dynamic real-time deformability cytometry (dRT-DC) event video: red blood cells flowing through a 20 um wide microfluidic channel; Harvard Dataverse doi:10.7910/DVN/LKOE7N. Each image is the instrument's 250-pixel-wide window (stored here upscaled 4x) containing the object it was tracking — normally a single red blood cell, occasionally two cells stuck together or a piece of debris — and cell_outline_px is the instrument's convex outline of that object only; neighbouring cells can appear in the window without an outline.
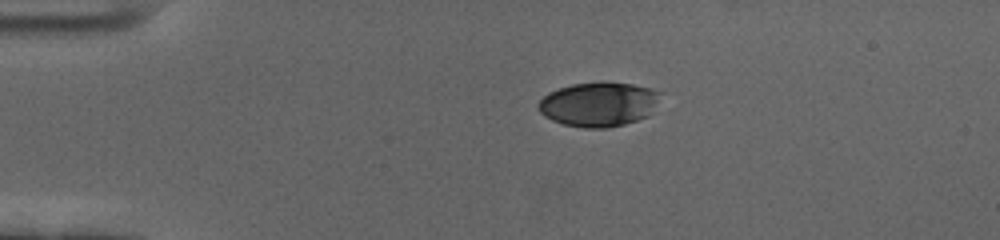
{"species": "human", "species_latin": "Homo sapiens", "temperature_condition": "cold", "stored_images_in_passage": 47, "camera_frame_rate_fps": 3000, "um_per_image_px": 0.085, "donor": {"sex": "female"}, "frame": {"image": 1, "passage_image": 1, "time_ms": 0.0, "image_size_px": [1000, 240], "cell_outline_px": [[664, 92], [648, 116], [624, 124], [608, 128], [584, 128], [564, 124], [552, 120], [544, 116], [540, 112], [536, 104], [548, 92], [572, 84], [600, 80], [608, 80], [632, 84]], "centroid_in_image_um": [50.89, 8.83], "position_along_channel_um": 34.1, "area_um2": 32.08}}
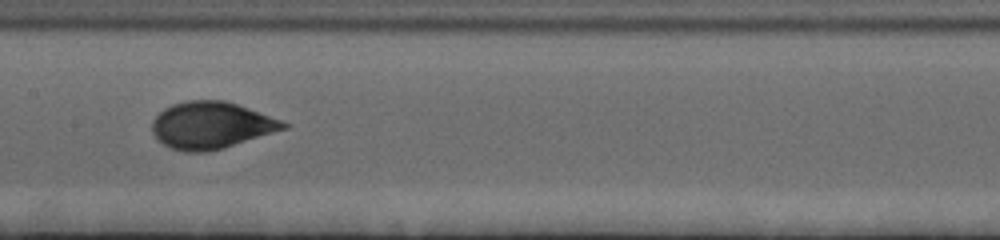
{"frame": {"image": 2, "passage_image": 19, "time_ms": 6.0, "image_size_px": [1000, 240], "cell_outline_px": [[292, 124], [288, 128], [224, 148], [208, 152], [184, 152], [172, 148], [164, 144], [152, 132], [152, 120], [164, 108], [172, 104], [188, 100], [224, 100], [248, 108]], "centroid_in_image_um": [17.96, 10.65], "position_along_channel_um": 189.4, "area_um2": 35.84}}
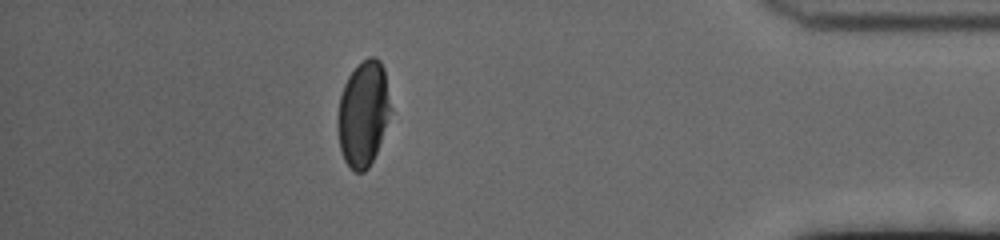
{"frame": {"image": 3, "passage_image": 41, "time_ms": 13.333, "image_size_px": [1000, 240], "cell_outline_px": [[392, 108], [376, 152], [368, 168], [364, 172], [356, 172], [344, 160], [340, 148], [336, 124], [336, 120], [340, 96], [344, 84], [348, 76], [368, 56], [376, 56], [380, 60], [384, 68]], "centroid_in_image_um": [30.87, 9.64], "position_along_channel_um": 404.3, "area_um2": 32.48}, "authors_computed_cell_mechanics": {"area_um2": 35.3158, "velocity_mm_per_s": 3.4526, "shape_relaxation_time_tau1_ms": 4.3167, "shape_relaxation_time_tau2_ms": null, "deformation_change_tau1": 0.1569, "deformation_change_tau2": null}}